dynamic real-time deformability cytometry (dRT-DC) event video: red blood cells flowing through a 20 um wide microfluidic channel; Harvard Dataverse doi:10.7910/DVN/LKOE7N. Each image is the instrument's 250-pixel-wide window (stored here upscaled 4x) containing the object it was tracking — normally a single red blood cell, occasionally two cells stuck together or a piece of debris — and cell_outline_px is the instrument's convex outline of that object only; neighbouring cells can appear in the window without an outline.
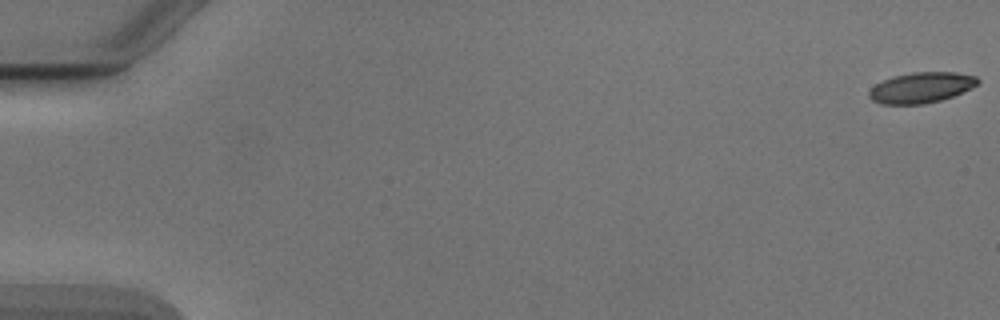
{"species": "Egyptian fruit bat (a non-hibernating species)", "species_latin": "Rousettus aegyptiacus", "temperature_condition": "cold", "stored_images_in_passage": 54, "camera_frame_rate_fps": 3000, "um_per_image_px": 0.085, "animal": {"sex": "male"}, "frame": {"image": 1, "passage_image": 1, "time_ms": 0.0, "image_size_px": [1000, 320], "cell_outline_px": [[980, 80], [972, 88], [952, 96], [940, 100], [924, 104], [880, 104], [872, 100], [868, 96], [868, 92], [876, 84], [892, 76], [912, 72], [956, 72], [976, 76]], "centroid_in_image_um": [78.29, 7.44], "position_along_channel_um": 6.7, "area_um2": 19.36}}
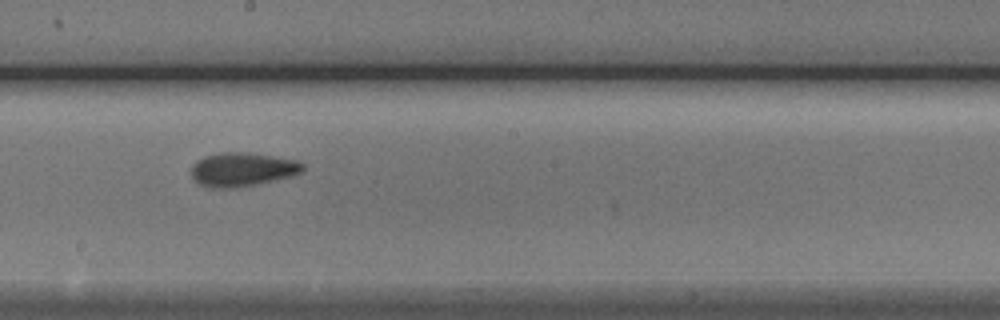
{"frame": {"image": 2, "passage_image": 31, "time_ms": 10.0, "image_size_px": [1000, 320], "cell_outline_px": [[304, 168], [300, 172], [292, 176], [256, 184], [236, 188], [212, 188], [200, 184], [192, 180], [192, 164], [196, 160], [204, 156], [220, 152], [244, 152], [296, 160], [304, 164]], "centroid_in_image_um": [20.55, 14.41], "position_along_channel_um": 227.6, "area_um2": 21.96}}
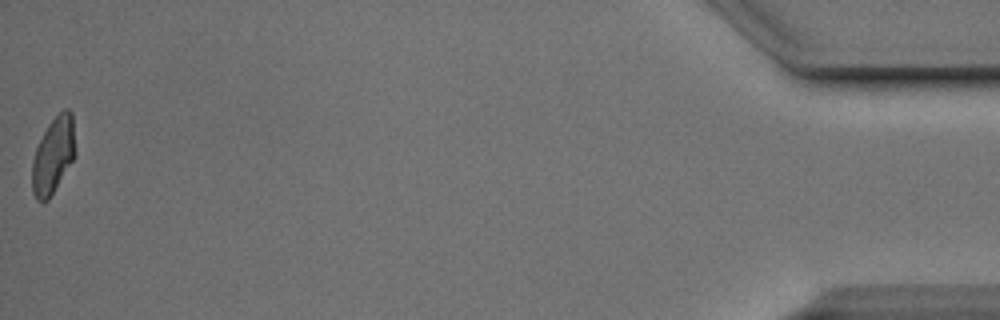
{"frame": {"image": 3, "passage_image": 54, "time_ms": 17.667, "image_size_px": [1000, 320], "cell_outline_px": [[76, 152], [72, 160], [48, 200], [44, 204], [36, 200], [32, 192], [32, 160], [36, 148], [48, 124], [64, 108], [68, 108], [72, 112]], "centroid_in_image_um": [4.52, 13.21], "position_along_channel_um": 430.7, "area_um2": 19.13}, "authors_computed_cell_mechanics": {"area_um2": 20.1433, "velocity_mm_per_s": 3.8821, "shape_relaxation_time_tau1_ms": 4.0243, "shape_relaxation_time_tau2_ms": 2.5063, "deformation_change_tau1": 0.1206, "deformation_change_tau2": 0.074}}